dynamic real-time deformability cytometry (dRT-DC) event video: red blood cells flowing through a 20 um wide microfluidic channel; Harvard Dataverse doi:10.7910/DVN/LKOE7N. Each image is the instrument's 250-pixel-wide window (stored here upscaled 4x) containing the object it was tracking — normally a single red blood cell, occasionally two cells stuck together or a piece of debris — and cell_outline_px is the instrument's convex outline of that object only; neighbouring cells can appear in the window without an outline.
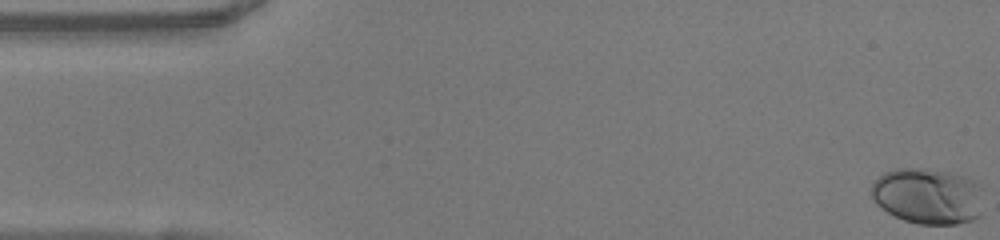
{"species": "human", "species_latin": "Homo sapiens", "temperature_condition": "warm", "stored_images_in_passage": 42, "camera_frame_rate_fps": 3000, "um_per_image_px": 0.085, "donor": {"sex": "female"}, "frame": {"image": 1, "passage_image": 1, "time_ms": 0.0, "image_size_px": [1000, 240], "cell_outline_px": [[980, 216], [972, 220], [956, 224], [920, 224], [904, 220], [888, 212], [876, 204], [872, 196], [872, 184], [884, 172], [896, 168], [924, 168], [948, 172], [964, 176], [976, 180]], "centroid_in_image_um": [78.81, 16.66], "position_along_channel_um": 6.2, "area_um2": 36.07}}
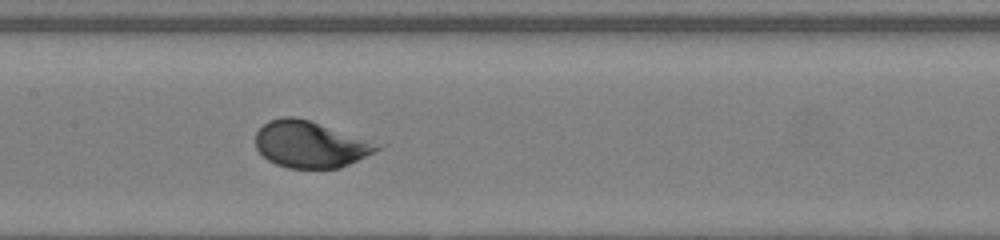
{"frame": {"image": 2, "passage_image": 24, "time_ms": 7.667, "image_size_px": [1000, 240], "cell_outline_px": [[388, 144], [384, 148], [340, 168], [288, 168], [276, 164], [268, 160], [256, 148], [256, 132], [268, 120], [284, 116], [292, 116], [308, 120]], "centroid_in_image_um": [26.46, 12.26], "position_along_channel_um": 180.9, "area_um2": 33.47}}
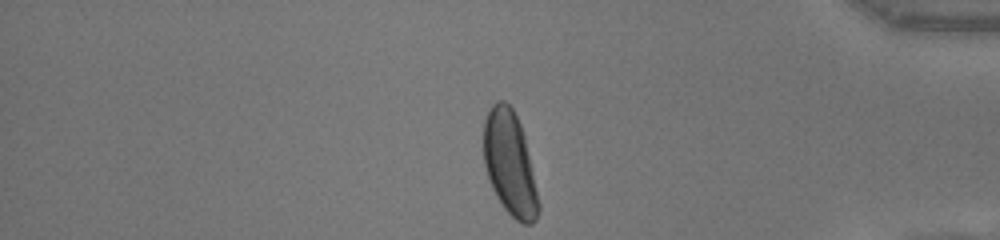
{"frame": {"image": 3, "passage_image": 42, "time_ms": 13.667, "image_size_px": [1000, 240], "cell_outline_px": [[540, 208], [536, 220], [532, 224], [520, 224], [504, 208], [496, 196], [492, 188], [484, 164], [484, 120], [492, 104], [496, 100], [504, 100], [512, 108], [520, 124], [524, 136], [540, 204]], "centroid_in_image_um": [43.33, 13.92], "position_along_channel_um": 391.9, "area_um2": 33.06}, "authors_computed_cell_mechanics": {"area_um2": 33.1194, "velocity_mm_per_s": 4.0445, "shape_relaxation_time_tau1_ms": 3.2081, "shape_relaxation_time_tau2_ms": null, "deformation_change_tau1": 0.1517, "deformation_change_tau2": null}}